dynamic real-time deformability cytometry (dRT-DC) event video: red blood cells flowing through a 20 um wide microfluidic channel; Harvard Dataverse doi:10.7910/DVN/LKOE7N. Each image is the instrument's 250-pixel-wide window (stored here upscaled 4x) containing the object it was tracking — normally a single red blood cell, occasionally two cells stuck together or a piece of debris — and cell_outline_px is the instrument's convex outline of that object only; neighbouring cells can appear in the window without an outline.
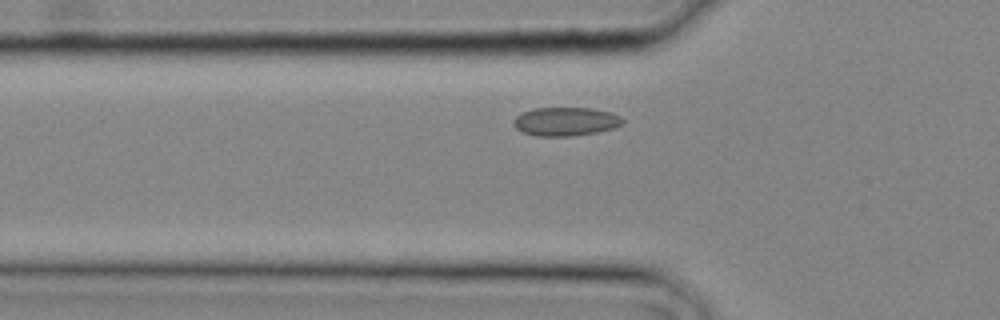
{"species": "common noctule bat (a hibernating species)", "species_latin": "Nyctalus noctula", "temperature_condition": "cold", "stored_images_in_passage": 8, "camera_frame_rate_fps": 3000, "um_per_image_px": 0.085, "animal": {"sex": "male", "body_mass_g": 20.4}, "frame": {"image": 1, "passage_image": 5, "time_ms": 1.333, "image_size_px": [1000, 320], "cell_outline_px": [[624, 124], [612, 128], [596, 132], [572, 136], [536, 136], [520, 132], [512, 124], [512, 120], [516, 116], [532, 108], [592, 108], [608, 112], [620, 116], [624, 120]], "centroid_in_image_um": [48.03, 10.33], "position_along_channel_um": 77.8, "area_um2": 18.26}}
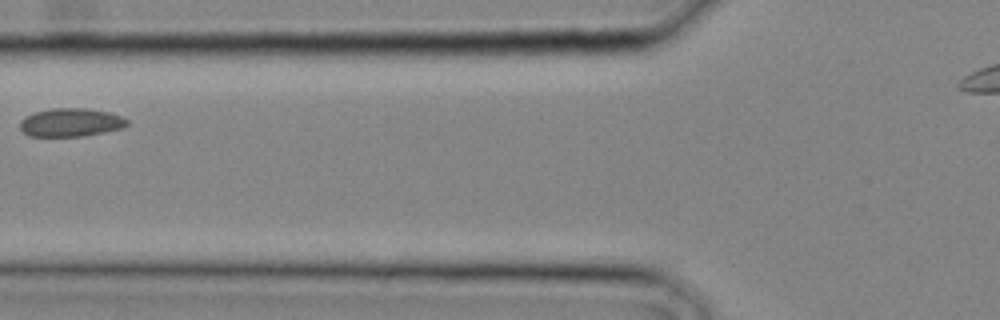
{"frame": {"image": 2, "passage_image": 7, "time_ms": 2.0, "image_size_px": [1000, 320], "cell_outline_px": [[128, 124], [120, 128], [84, 136], [28, 136], [20, 128], [20, 120], [24, 116], [36, 112], [52, 108], [84, 108], [108, 112], [120, 116], [128, 120]], "centroid_in_image_um": [5.97, 10.4], "position_along_channel_um": 119.8, "area_um2": 17.51}}